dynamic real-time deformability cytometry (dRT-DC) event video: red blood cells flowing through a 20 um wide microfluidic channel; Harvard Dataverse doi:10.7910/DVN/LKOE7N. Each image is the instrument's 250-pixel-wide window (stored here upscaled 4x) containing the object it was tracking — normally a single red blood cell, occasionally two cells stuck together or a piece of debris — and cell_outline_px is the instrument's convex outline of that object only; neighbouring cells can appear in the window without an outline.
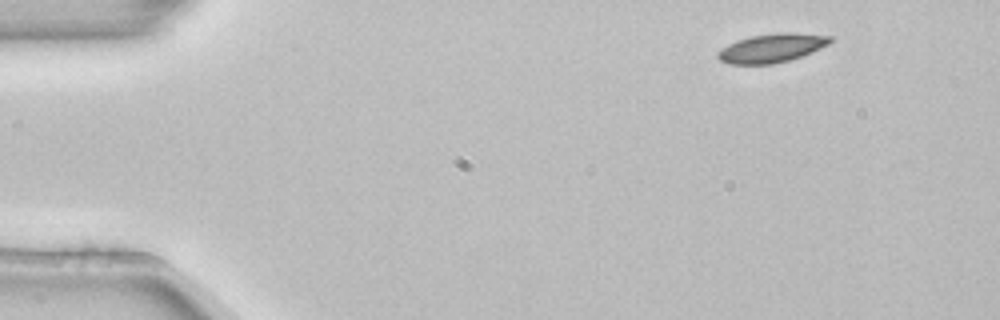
{"species": "common noctule bat (a hibernating species)", "species_latin": "Nyctalus noctula", "temperature_condition": "room temperature", "stored_images_in_passage": 3, "camera_frame_rate_fps": 3000, "um_per_image_px": 0.085, "animal": {"sex": "female", "body_mass_g": 22.7, "forearm_length_mm": 54.2}, "frame": {"image": 1, "passage_image": 1, "time_ms": 0.0, "image_size_px": [1000, 320], "cell_outline_px": [[832, 40], [828, 44], [812, 52], [788, 60], [772, 64], [728, 64], [720, 60], [716, 56], [716, 52], [720, 48], [736, 40], [752, 36], [780, 32], [792, 32], [832, 36]], "centroid_in_image_um": [65.55, 4.08], "position_along_channel_um": 19.4, "area_um2": 18.84}}
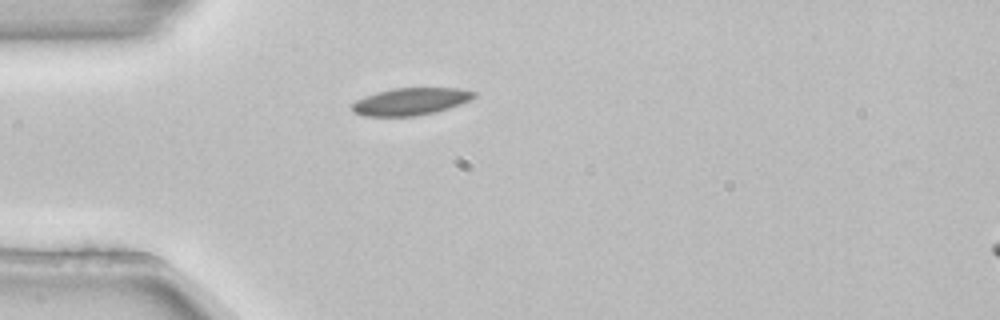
{"frame": {"image": 2, "passage_image": 3, "time_ms": 0.667, "image_size_px": [1000, 320], "cell_outline_px": [[476, 96], [460, 104], [436, 112], [416, 116], [360, 116], [352, 112], [352, 104], [356, 100], [364, 96], [376, 92], [392, 88], [460, 88], [476, 92]], "centroid_in_image_um": [34.86, 8.63], "position_along_channel_um": 50.1, "area_um2": 19.48}}